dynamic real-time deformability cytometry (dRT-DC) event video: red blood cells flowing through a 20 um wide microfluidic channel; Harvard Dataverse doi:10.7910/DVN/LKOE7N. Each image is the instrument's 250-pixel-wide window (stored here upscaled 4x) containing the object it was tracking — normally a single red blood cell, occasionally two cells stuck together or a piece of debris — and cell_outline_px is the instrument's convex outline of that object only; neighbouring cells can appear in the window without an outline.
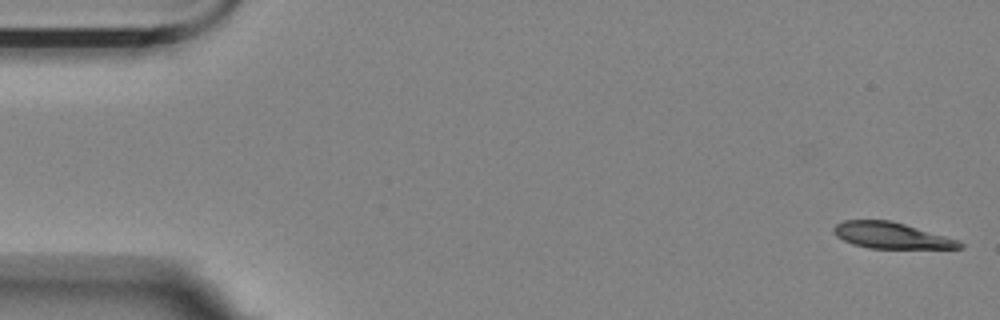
{"species": "Egyptian fruit bat (a non-hibernating species)", "species_latin": "Rousettus aegyptiacus", "temperature_condition": "room temperature", "stored_images_in_passage": 16, "camera_frame_rate_fps": 3000, "um_per_image_px": 0.085, "animal": {"sex": "female"}, "frame": {"image": 1, "passage_image": 1, "time_ms": 0.0, "image_size_px": [1000, 320], "cell_outline_px": [[964, 248], [868, 248], [852, 244], [836, 236], [832, 232], [832, 228], [836, 224], [844, 220], [888, 220], [904, 224], [944, 236], [956, 240], [964, 244]], "centroid_in_image_um": [75.69, 20.01], "position_along_channel_um": 9.3, "area_um2": 18.9}}
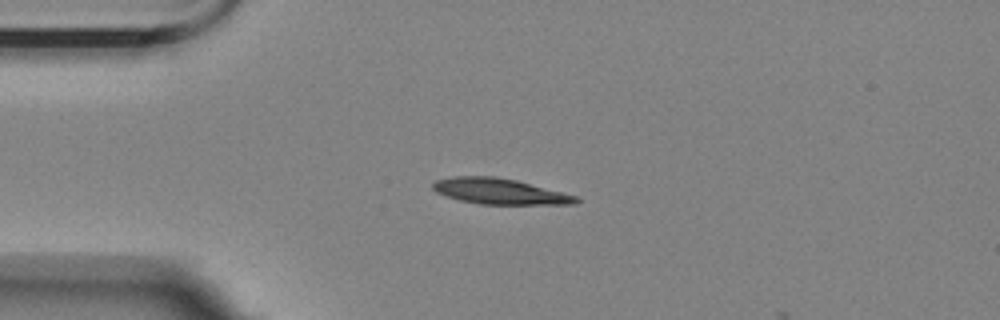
{"frame": {"image": 2, "passage_image": 13, "time_ms": 4.0, "image_size_px": [1000, 320], "cell_outline_px": [[580, 200], [576, 204], [480, 204], [460, 200], [436, 192], [432, 188], [432, 184], [436, 180], [452, 176], [496, 176], [516, 180], [576, 196]], "centroid_in_image_um": [42.44, 16.26], "position_along_channel_um": 42.6, "area_um2": 21.27}}